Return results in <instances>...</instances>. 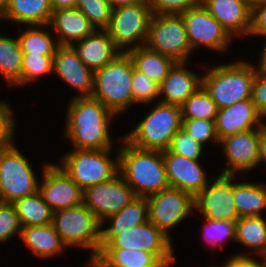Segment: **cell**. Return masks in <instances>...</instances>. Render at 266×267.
Here are the masks:
<instances>
[{"label":"cell","mask_w":266,"mask_h":267,"mask_svg":"<svg viewBox=\"0 0 266 267\" xmlns=\"http://www.w3.org/2000/svg\"><path fill=\"white\" fill-rule=\"evenodd\" d=\"M63 132L72 149L106 150L118 148L111 126L118 117L93 97H71L67 103Z\"/></svg>","instance_id":"obj_1"},{"label":"cell","mask_w":266,"mask_h":267,"mask_svg":"<svg viewBox=\"0 0 266 267\" xmlns=\"http://www.w3.org/2000/svg\"><path fill=\"white\" fill-rule=\"evenodd\" d=\"M117 143L119 172L136 197H148L170 188L162 151L136 148L123 137Z\"/></svg>","instance_id":"obj_2"},{"label":"cell","mask_w":266,"mask_h":267,"mask_svg":"<svg viewBox=\"0 0 266 267\" xmlns=\"http://www.w3.org/2000/svg\"><path fill=\"white\" fill-rule=\"evenodd\" d=\"M244 59L214 63L205 68L200 65L205 71L201 76V85L219 109L244 99H252L256 70L252 60L249 62L247 58Z\"/></svg>","instance_id":"obj_3"},{"label":"cell","mask_w":266,"mask_h":267,"mask_svg":"<svg viewBox=\"0 0 266 267\" xmlns=\"http://www.w3.org/2000/svg\"><path fill=\"white\" fill-rule=\"evenodd\" d=\"M132 130L122 135L132 146L143 150H168L174 135L182 128L181 106L157 101ZM154 105V106H153Z\"/></svg>","instance_id":"obj_4"},{"label":"cell","mask_w":266,"mask_h":267,"mask_svg":"<svg viewBox=\"0 0 266 267\" xmlns=\"http://www.w3.org/2000/svg\"><path fill=\"white\" fill-rule=\"evenodd\" d=\"M132 75L133 62L127 53L121 52L108 65L94 72L91 97L120 118L133 106Z\"/></svg>","instance_id":"obj_5"},{"label":"cell","mask_w":266,"mask_h":267,"mask_svg":"<svg viewBox=\"0 0 266 267\" xmlns=\"http://www.w3.org/2000/svg\"><path fill=\"white\" fill-rule=\"evenodd\" d=\"M52 224L69 249L88 251L84 267H88L100 253V225L92 211L83 203L53 212ZM90 250V251H89Z\"/></svg>","instance_id":"obj_6"},{"label":"cell","mask_w":266,"mask_h":267,"mask_svg":"<svg viewBox=\"0 0 266 267\" xmlns=\"http://www.w3.org/2000/svg\"><path fill=\"white\" fill-rule=\"evenodd\" d=\"M114 149H71L59 156L58 165L84 190L110 180L119 172V152Z\"/></svg>","instance_id":"obj_7"},{"label":"cell","mask_w":266,"mask_h":267,"mask_svg":"<svg viewBox=\"0 0 266 267\" xmlns=\"http://www.w3.org/2000/svg\"><path fill=\"white\" fill-rule=\"evenodd\" d=\"M31 164L15 141L0 150V202L13 203L38 191L40 178Z\"/></svg>","instance_id":"obj_8"},{"label":"cell","mask_w":266,"mask_h":267,"mask_svg":"<svg viewBox=\"0 0 266 267\" xmlns=\"http://www.w3.org/2000/svg\"><path fill=\"white\" fill-rule=\"evenodd\" d=\"M145 46L176 62H187L188 64L195 54L188 41L181 15H152Z\"/></svg>","instance_id":"obj_9"},{"label":"cell","mask_w":266,"mask_h":267,"mask_svg":"<svg viewBox=\"0 0 266 267\" xmlns=\"http://www.w3.org/2000/svg\"><path fill=\"white\" fill-rule=\"evenodd\" d=\"M152 15L147 3L112 8L107 31L114 45L122 53L145 46Z\"/></svg>","instance_id":"obj_10"},{"label":"cell","mask_w":266,"mask_h":267,"mask_svg":"<svg viewBox=\"0 0 266 267\" xmlns=\"http://www.w3.org/2000/svg\"><path fill=\"white\" fill-rule=\"evenodd\" d=\"M148 221L161 230L172 241L171 233L177 225L194 216V197L182 190L168 188L146 197ZM172 230V231H171Z\"/></svg>","instance_id":"obj_11"},{"label":"cell","mask_w":266,"mask_h":267,"mask_svg":"<svg viewBox=\"0 0 266 267\" xmlns=\"http://www.w3.org/2000/svg\"><path fill=\"white\" fill-rule=\"evenodd\" d=\"M186 28L188 41L193 52L199 48H207L210 51L227 54L232 46L233 38L222 27L220 22L214 18L202 4L188 9L180 14Z\"/></svg>","instance_id":"obj_12"},{"label":"cell","mask_w":266,"mask_h":267,"mask_svg":"<svg viewBox=\"0 0 266 267\" xmlns=\"http://www.w3.org/2000/svg\"><path fill=\"white\" fill-rule=\"evenodd\" d=\"M212 177L194 197V213L201 214V219L237 222L239 215L234 204L233 175H215L212 172Z\"/></svg>","instance_id":"obj_13"},{"label":"cell","mask_w":266,"mask_h":267,"mask_svg":"<svg viewBox=\"0 0 266 267\" xmlns=\"http://www.w3.org/2000/svg\"><path fill=\"white\" fill-rule=\"evenodd\" d=\"M135 197L132 188L120 172L110 180L88 186L83 190V204L92 211L100 223L121 211Z\"/></svg>","instance_id":"obj_14"},{"label":"cell","mask_w":266,"mask_h":267,"mask_svg":"<svg viewBox=\"0 0 266 267\" xmlns=\"http://www.w3.org/2000/svg\"><path fill=\"white\" fill-rule=\"evenodd\" d=\"M219 144L221 155L226 157L220 174L240 177L259 168V128L228 136Z\"/></svg>","instance_id":"obj_15"},{"label":"cell","mask_w":266,"mask_h":267,"mask_svg":"<svg viewBox=\"0 0 266 267\" xmlns=\"http://www.w3.org/2000/svg\"><path fill=\"white\" fill-rule=\"evenodd\" d=\"M174 242L150 221L122 231L103 249L143 250L152 253L159 261L177 260Z\"/></svg>","instance_id":"obj_16"},{"label":"cell","mask_w":266,"mask_h":267,"mask_svg":"<svg viewBox=\"0 0 266 267\" xmlns=\"http://www.w3.org/2000/svg\"><path fill=\"white\" fill-rule=\"evenodd\" d=\"M55 163H42L38 191L44 202L53 212L82 204L83 190Z\"/></svg>","instance_id":"obj_17"},{"label":"cell","mask_w":266,"mask_h":267,"mask_svg":"<svg viewBox=\"0 0 266 267\" xmlns=\"http://www.w3.org/2000/svg\"><path fill=\"white\" fill-rule=\"evenodd\" d=\"M53 74L77 91L73 97H91L94 71L79 58L71 45H59L53 56Z\"/></svg>","instance_id":"obj_18"},{"label":"cell","mask_w":266,"mask_h":267,"mask_svg":"<svg viewBox=\"0 0 266 267\" xmlns=\"http://www.w3.org/2000/svg\"><path fill=\"white\" fill-rule=\"evenodd\" d=\"M162 153L170 188L182 190L195 197L207 186L211 179L208 175L211 173H206V168L201 165L202 161L188 159L169 150Z\"/></svg>","instance_id":"obj_19"},{"label":"cell","mask_w":266,"mask_h":267,"mask_svg":"<svg viewBox=\"0 0 266 267\" xmlns=\"http://www.w3.org/2000/svg\"><path fill=\"white\" fill-rule=\"evenodd\" d=\"M201 4L235 41L237 38L242 40L249 37L251 27V4L249 2L245 0H201Z\"/></svg>","instance_id":"obj_20"},{"label":"cell","mask_w":266,"mask_h":267,"mask_svg":"<svg viewBox=\"0 0 266 267\" xmlns=\"http://www.w3.org/2000/svg\"><path fill=\"white\" fill-rule=\"evenodd\" d=\"M265 123L266 120L257 111L252 99H244L219 109L215 119L219 141L236 133L259 128Z\"/></svg>","instance_id":"obj_21"},{"label":"cell","mask_w":266,"mask_h":267,"mask_svg":"<svg viewBox=\"0 0 266 267\" xmlns=\"http://www.w3.org/2000/svg\"><path fill=\"white\" fill-rule=\"evenodd\" d=\"M187 62H177L159 85L162 103L181 106L201 85L202 73L188 68Z\"/></svg>","instance_id":"obj_22"},{"label":"cell","mask_w":266,"mask_h":267,"mask_svg":"<svg viewBox=\"0 0 266 267\" xmlns=\"http://www.w3.org/2000/svg\"><path fill=\"white\" fill-rule=\"evenodd\" d=\"M48 26L59 45H72L96 30L77 7L53 10Z\"/></svg>","instance_id":"obj_23"},{"label":"cell","mask_w":266,"mask_h":267,"mask_svg":"<svg viewBox=\"0 0 266 267\" xmlns=\"http://www.w3.org/2000/svg\"><path fill=\"white\" fill-rule=\"evenodd\" d=\"M148 221V201L146 197H135L118 213L107 217L100 225V251L122 231ZM108 224V225H106ZM105 227V228H104Z\"/></svg>","instance_id":"obj_24"},{"label":"cell","mask_w":266,"mask_h":267,"mask_svg":"<svg viewBox=\"0 0 266 267\" xmlns=\"http://www.w3.org/2000/svg\"><path fill=\"white\" fill-rule=\"evenodd\" d=\"M71 46L85 65L94 72L108 65L121 53L107 30H95Z\"/></svg>","instance_id":"obj_25"},{"label":"cell","mask_w":266,"mask_h":267,"mask_svg":"<svg viewBox=\"0 0 266 267\" xmlns=\"http://www.w3.org/2000/svg\"><path fill=\"white\" fill-rule=\"evenodd\" d=\"M20 240L28 251L39 259L61 257V254L68 251L52 223L45 226L22 227Z\"/></svg>","instance_id":"obj_26"},{"label":"cell","mask_w":266,"mask_h":267,"mask_svg":"<svg viewBox=\"0 0 266 267\" xmlns=\"http://www.w3.org/2000/svg\"><path fill=\"white\" fill-rule=\"evenodd\" d=\"M52 12L50 0H9L0 20L16 26L48 25Z\"/></svg>","instance_id":"obj_27"},{"label":"cell","mask_w":266,"mask_h":267,"mask_svg":"<svg viewBox=\"0 0 266 267\" xmlns=\"http://www.w3.org/2000/svg\"><path fill=\"white\" fill-rule=\"evenodd\" d=\"M235 243L247 248L233 256L264 257L266 255V219L264 216L241 217L236 222ZM253 252V253H252ZM241 253V254H240ZM256 254V255H254Z\"/></svg>","instance_id":"obj_28"},{"label":"cell","mask_w":266,"mask_h":267,"mask_svg":"<svg viewBox=\"0 0 266 267\" xmlns=\"http://www.w3.org/2000/svg\"><path fill=\"white\" fill-rule=\"evenodd\" d=\"M235 177L237 175H233V195L239 218L264 216L262 213L266 211V182H239Z\"/></svg>","instance_id":"obj_29"},{"label":"cell","mask_w":266,"mask_h":267,"mask_svg":"<svg viewBox=\"0 0 266 267\" xmlns=\"http://www.w3.org/2000/svg\"><path fill=\"white\" fill-rule=\"evenodd\" d=\"M126 53L131 58L136 70L146 74L159 85L177 63L174 59L153 51L146 46L132 48Z\"/></svg>","instance_id":"obj_30"},{"label":"cell","mask_w":266,"mask_h":267,"mask_svg":"<svg viewBox=\"0 0 266 267\" xmlns=\"http://www.w3.org/2000/svg\"><path fill=\"white\" fill-rule=\"evenodd\" d=\"M22 59L18 38L0 33V77L9 88L21 87Z\"/></svg>","instance_id":"obj_31"},{"label":"cell","mask_w":266,"mask_h":267,"mask_svg":"<svg viewBox=\"0 0 266 267\" xmlns=\"http://www.w3.org/2000/svg\"><path fill=\"white\" fill-rule=\"evenodd\" d=\"M159 260L143 250L102 249L88 267H154Z\"/></svg>","instance_id":"obj_32"},{"label":"cell","mask_w":266,"mask_h":267,"mask_svg":"<svg viewBox=\"0 0 266 267\" xmlns=\"http://www.w3.org/2000/svg\"><path fill=\"white\" fill-rule=\"evenodd\" d=\"M18 26L17 35L23 53L54 56L59 46L56 36L49 30L48 25ZM23 29V30H22Z\"/></svg>","instance_id":"obj_33"},{"label":"cell","mask_w":266,"mask_h":267,"mask_svg":"<svg viewBox=\"0 0 266 267\" xmlns=\"http://www.w3.org/2000/svg\"><path fill=\"white\" fill-rule=\"evenodd\" d=\"M13 206L22 227L45 226L52 223L53 211L39 191L14 201Z\"/></svg>","instance_id":"obj_34"},{"label":"cell","mask_w":266,"mask_h":267,"mask_svg":"<svg viewBox=\"0 0 266 267\" xmlns=\"http://www.w3.org/2000/svg\"><path fill=\"white\" fill-rule=\"evenodd\" d=\"M204 224L203 231L201 232L202 240L205 245H207L211 252L213 250V255L218 249L223 250L225 244L234 241L235 243V233H236V222L228 220H211L203 218ZM211 247V248H210Z\"/></svg>","instance_id":"obj_35"},{"label":"cell","mask_w":266,"mask_h":267,"mask_svg":"<svg viewBox=\"0 0 266 267\" xmlns=\"http://www.w3.org/2000/svg\"><path fill=\"white\" fill-rule=\"evenodd\" d=\"M218 111V106L202 85L181 105L182 119L215 121Z\"/></svg>","instance_id":"obj_36"},{"label":"cell","mask_w":266,"mask_h":267,"mask_svg":"<svg viewBox=\"0 0 266 267\" xmlns=\"http://www.w3.org/2000/svg\"><path fill=\"white\" fill-rule=\"evenodd\" d=\"M53 75V56L35 55L23 53L21 87L38 83L46 75ZM29 84V85H28ZM27 85V86H26Z\"/></svg>","instance_id":"obj_37"},{"label":"cell","mask_w":266,"mask_h":267,"mask_svg":"<svg viewBox=\"0 0 266 267\" xmlns=\"http://www.w3.org/2000/svg\"><path fill=\"white\" fill-rule=\"evenodd\" d=\"M133 105L147 106L159 100V84L134 68L132 75Z\"/></svg>","instance_id":"obj_38"},{"label":"cell","mask_w":266,"mask_h":267,"mask_svg":"<svg viewBox=\"0 0 266 267\" xmlns=\"http://www.w3.org/2000/svg\"><path fill=\"white\" fill-rule=\"evenodd\" d=\"M76 7L83 12L96 30H107L112 7L106 0H77Z\"/></svg>","instance_id":"obj_39"},{"label":"cell","mask_w":266,"mask_h":267,"mask_svg":"<svg viewBox=\"0 0 266 267\" xmlns=\"http://www.w3.org/2000/svg\"><path fill=\"white\" fill-rule=\"evenodd\" d=\"M182 129L196 142L205 148L207 143H212L215 147L219 145V139L216 133L215 121L205 119H183Z\"/></svg>","instance_id":"obj_40"},{"label":"cell","mask_w":266,"mask_h":267,"mask_svg":"<svg viewBox=\"0 0 266 267\" xmlns=\"http://www.w3.org/2000/svg\"><path fill=\"white\" fill-rule=\"evenodd\" d=\"M22 225L12 203L0 202V243L10 242L20 237Z\"/></svg>","instance_id":"obj_41"},{"label":"cell","mask_w":266,"mask_h":267,"mask_svg":"<svg viewBox=\"0 0 266 267\" xmlns=\"http://www.w3.org/2000/svg\"><path fill=\"white\" fill-rule=\"evenodd\" d=\"M205 147L192 139L182 128L172 138L169 151L192 160H201Z\"/></svg>","instance_id":"obj_42"},{"label":"cell","mask_w":266,"mask_h":267,"mask_svg":"<svg viewBox=\"0 0 266 267\" xmlns=\"http://www.w3.org/2000/svg\"><path fill=\"white\" fill-rule=\"evenodd\" d=\"M7 100H0V150L10 146L16 140L17 119Z\"/></svg>","instance_id":"obj_43"},{"label":"cell","mask_w":266,"mask_h":267,"mask_svg":"<svg viewBox=\"0 0 266 267\" xmlns=\"http://www.w3.org/2000/svg\"><path fill=\"white\" fill-rule=\"evenodd\" d=\"M153 15H180L201 4V0H150L148 3Z\"/></svg>","instance_id":"obj_44"},{"label":"cell","mask_w":266,"mask_h":267,"mask_svg":"<svg viewBox=\"0 0 266 267\" xmlns=\"http://www.w3.org/2000/svg\"><path fill=\"white\" fill-rule=\"evenodd\" d=\"M251 37L266 38V0H257L251 5Z\"/></svg>","instance_id":"obj_45"},{"label":"cell","mask_w":266,"mask_h":267,"mask_svg":"<svg viewBox=\"0 0 266 267\" xmlns=\"http://www.w3.org/2000/svg\"><path fill=\"white\" fill-rule=\"evenodd\" d=\"M252 101L257 111L266 120V75L256 73L253 83Z\"/></svg>","instance_id":"obj_46"},{"label":"cell","mask_w":266,"mask_h":267,"mask_svg":"<svg viewBox=\"0 0 266 267\" xmlns=\"http://www.w3.org/2000/svg\"><path fill=\"white\" fill-rule=\"evenodd\" d=\"M259 258V259H258ZM221 267H265L263 257L251 256H230L223 262Z\"/></svg>","instance_id":"obj_47"},{"label":"cell","mask_w":266,"mask_h":267,"mask_svg":"<svg viewBox=\"0 0 266 267\" xmlns=\"http://www.w3.org/2000/svg\"><path fill=\"white\" fill-rule=\"evenodd\" d=\"M259 166L266 170V123L259 127Z\"/></svg>","instance_id":"obj_48"},{"label":"cell","mask_w":266,"mask_h":267,"mask_svg":"<svg viewBox=\"0 0 266 267\" xmlns=\"http://www.w3.org/2000/svg\"><path fill=\"white\" fill-rule=\"evenodd\" d=\"M265 41L262 43L263 45L261 46V51L259 54V61H255V70L257 74L260 75H266V38L264 39ZM258 63V64H257ZM257 64V65H256Z\"/></svg>","instance_id":"obj_49"},{"label":"cell","mask_w":266,"mask_h":267,"mask_svg":"<svg viewBox=\"0 0 266 267\" xmlns=\"http://www.w3.org/2000/svg\"><path fill=\"white\" fill-rule=\"evenodd\" d=\"M77 0H50L52 10L76 7Z\"/></svg>","instance_id":"obj_50"},{"label":"cell","mask_w":266,"mask_h":267,"mask_svg":"<svg viewBox=\"0 0 266 267\" xmlns=\"http://www.w3.org/2000/svg\"><path fill=\"white\" fill-rule=\"evenodd\" d=\"M106 1L112 8L145 3L143 0H106Z\"/></svg>","instance_id":"obj_51"},{"label":"cell","mask_w":266,"mask_h":267,"mask_svg":"<svg viewBox=\"0 0 266 267\" xmlns=\"http://www.w3.org/2000/svg\"><path fill=\"white\" fill-rule=\"evenodd\" d=\"M176 262V260H162L159 261L154 267H173Z\"/></svg>","instance_id":"obj_52"},{"label":"cell","mask_w":266,"mask_h":267,"mask_svg":"<svg viewBox=\"0 0 266 267\" xmlns=\"http://www.w3.org/2000/svg\"><path fill=\"white\" fill-rule=\"evenodd\" d=\"M9 0H0V12L4 9Z\"/></svg>","instance_id":"obj_53"},{"label":"cell","mask_w":266,"mask_h":267,"mask_svg":"<svg viewBox=\"0 0 266 267\" xmlns=\"http://www.w3.org/2000/svg\"><path fill=\"white\" fill-rule=\"evenodd\" d=\"M247 2H249L251 5H253L257 0H245Z\"/></svg>","instance_id":"obj_54"},{"label":"cell","mask_w":266,"mask_h":267,"mask_svg":"<svg viewBox=\"0 0 266 267\" xmlns=\"http://www.w3.org/2000/svg\"><path fill=\"white\" fill-rule=\"evenodd\" d=\"M209 267H221L220 265L216 266V265H210Z\"/></svg>","instance_id":"obj_55"},{"label":"cell","mask_w":266,"mask_h":267,"mask_svg":"<svg viewBox=\"0 0 266 267\" xmlns=\"http://www.w3.org/2000/svg\"><path fill=\"white\" fill-rule=\"evenodd\" d=\"M263 258H264V261H265V267H266V255H265Z\"/></svg>","instance_id":"obj_56"}]
</instances>
